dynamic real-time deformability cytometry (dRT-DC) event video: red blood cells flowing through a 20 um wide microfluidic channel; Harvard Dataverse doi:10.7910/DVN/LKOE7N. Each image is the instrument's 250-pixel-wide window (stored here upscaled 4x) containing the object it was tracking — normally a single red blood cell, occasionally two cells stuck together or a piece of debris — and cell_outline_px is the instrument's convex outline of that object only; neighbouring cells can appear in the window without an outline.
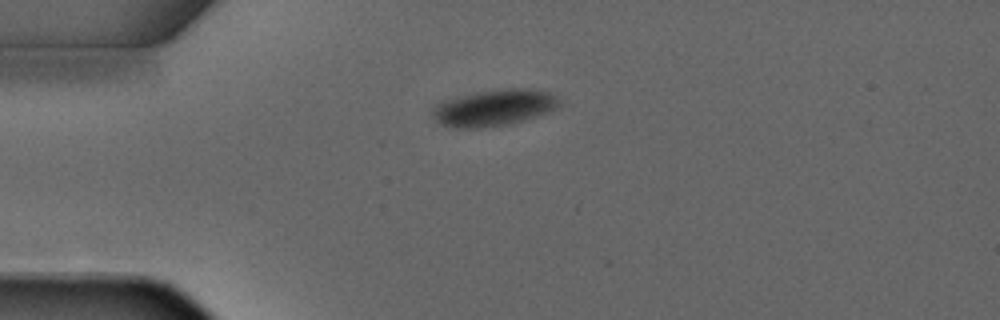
{"species": "common noctule bat (a hibernating species)", "species_latin": "Nyctalus noctula", "temperature_condition": "warm", "stored_images_in_passage": 2, "camera_frame_rate_fps": 3000, "um_per_image_px": 0.085, "animal": {"sex": "male", "forearm_length_mm": 52.5}, "frame": {"image": 1, "passage_image": 1, "time_ms": 0.0, "image_size_px": [1000, 320], "cell_outline_px": [[560, 108], [524, 120], [508, 124], [480, 128], [452, 128], [440, 124], [432, 120], [432, 104], [440, 100], [456, 96], [476, 92], [500, 88], [524, 88], [548, 92], [556, 96], [560, 100]], "centroid_in_image_um": [41.92, 9.15], "position_along_channel_um": 43.1, "area_um2": 27.57}}